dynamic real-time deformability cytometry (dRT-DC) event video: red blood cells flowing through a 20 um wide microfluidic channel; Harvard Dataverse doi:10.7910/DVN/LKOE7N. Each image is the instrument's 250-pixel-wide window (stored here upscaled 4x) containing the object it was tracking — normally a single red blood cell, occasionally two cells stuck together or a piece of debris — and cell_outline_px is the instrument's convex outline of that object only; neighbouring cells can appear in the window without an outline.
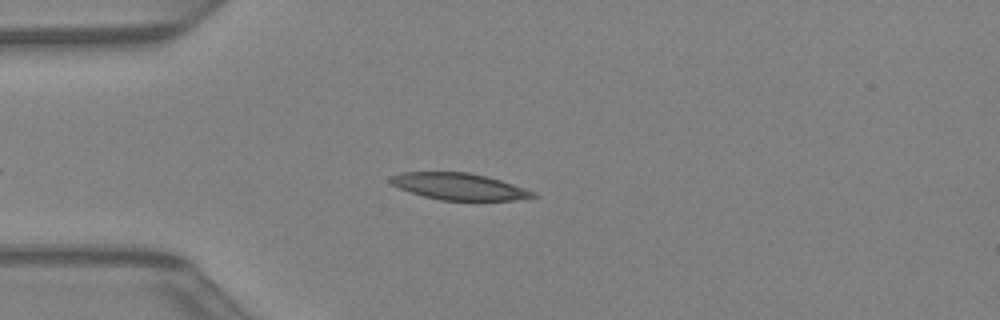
{"species": "Egyptian fruit bat (a non-hibernating species)", "species_latin": "Rousettus aegyptiacus", "temperature_condition": "warm", "stored_images_in_passage": 34, "camera_frame_rate_fps": 3000, "um_per_image_px": 0.085, "animal": {"sex": "female"}, "frame": {"image": 1, "passage_image": 6, "time_ms": 1.667, "image_size_px": [1000, 320], "cell_outline_px": [[540, 196], [516, 200], [440, 200], [424, 196], [400, 188], [392, 184], [388, 180], [388, 176], [400, 172], [468, 172], [488, 176], [536, 192]], "centroid_in_image_um": [39.02, 15.84], "position_along_channel_um": 46.0, "area_um2": 22.2}}
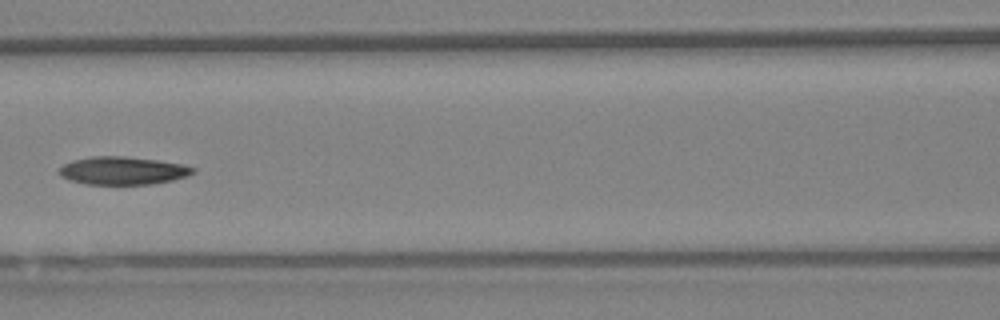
{"frame": {"image": 2, "passage_image": 14, "time_ms": 4.333, "image_size_px": [1000, 320], "cell_outline_px": [[196, 172], [188, 176], [172, 180], [152, 184], [84, 184], [68, 180], [60, 176], [60, 168], [64, 164], [72, 160], [92, 156], [124, 156], [156, 160], [180, 164], [196, 168]], "centroid_in_image_um": [10.43, 14.51], "position_along_channel_um": 156.2, "area_um2": 21.79}}
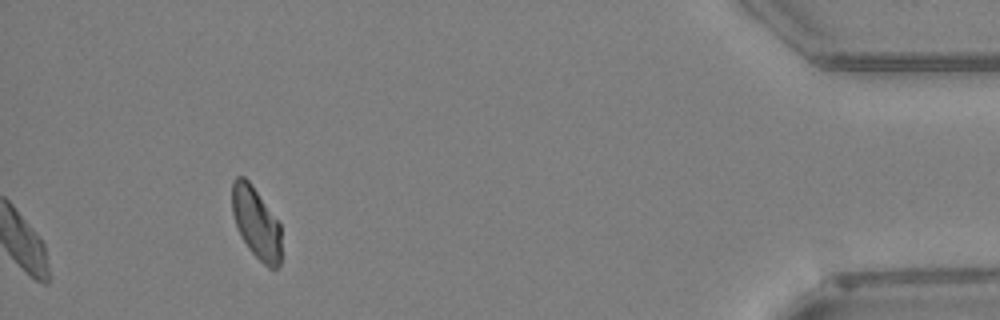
{"frame": {"image": 3, "passage_image": 34, "time_ms": 11.0, "image_size_px": [1000, 320], "cell_outline_px": [[280, 264], [276, 268], [268, 268], [248, 248], [240, 236], [232, 212], [232, 180], [236, 176], [244, 176], [252, 184], [280, 224]], "centroid_in_image_um": [21.75, 18.92], "position_along_channel_um": 413.4, "area_um2": 20.4}}